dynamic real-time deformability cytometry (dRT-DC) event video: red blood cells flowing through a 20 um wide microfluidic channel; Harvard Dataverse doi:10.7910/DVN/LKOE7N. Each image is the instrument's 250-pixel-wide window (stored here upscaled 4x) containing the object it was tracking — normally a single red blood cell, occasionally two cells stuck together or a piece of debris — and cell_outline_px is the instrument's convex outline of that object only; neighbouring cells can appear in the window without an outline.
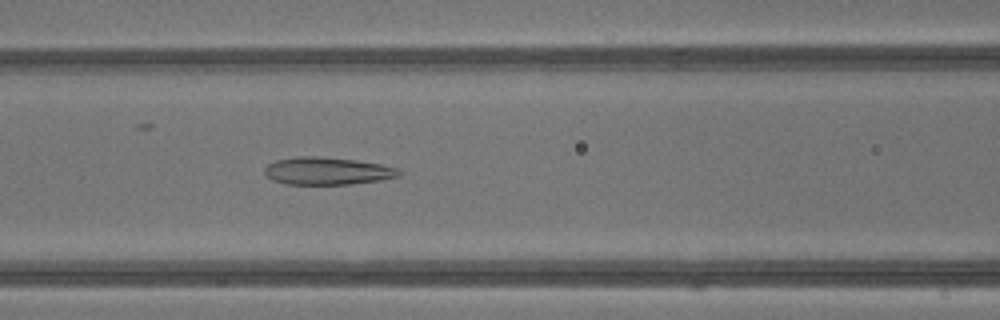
{"species": "common noctule bat (a hibernating species)", "species_latin": "Nyctalus noctula", "temperature_condition": "warm", "stored_images_in_passage": 42, "camera_frame_rate_fps": 3000, "um_per_image_px": 0.085, "animal": {"sex": "male", "body_mass_g": 13.3}, "frame": {"image": 1, "passage_image": 18, "time_ms": 5.667, "image_size_px": [1000, 320], "cell_outline_px": [[400, 176], [380, 180], [348, 184], [284, 184], [272, 180], [264, 172], [264, 168], [268, 164], [276, 160], [296, 156], [320, 156], [356, 160], [380, 164], [396, 168], [400, 172]], "centroid_in_image_um": [27.78, 14.53], "position_along_channel_um": 138.8, "area_um2": 21.5}}
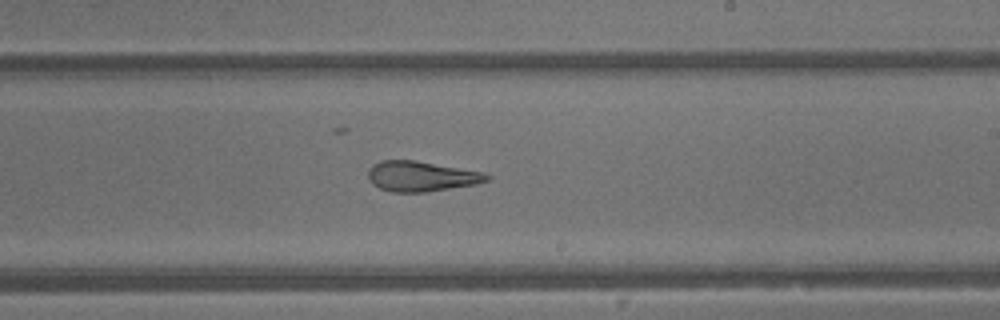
{"frame": {"image": 2, "passage_image": 25, "time_ms": 8.0, "image_size_px": [1000, 320], "cell_outline_px": [[492, 176], [488, 180], [476, 184], [424, 192], [392, 192], [380, 188], [372, 184], [368, 180], [368, 168], [372, 164], [380, 160], [416, 160], [484, 172]], "centroid_in_image_um": [35.78, 14.97], "position_along_channel_um": 253.2, "area_um2": 21.04}}
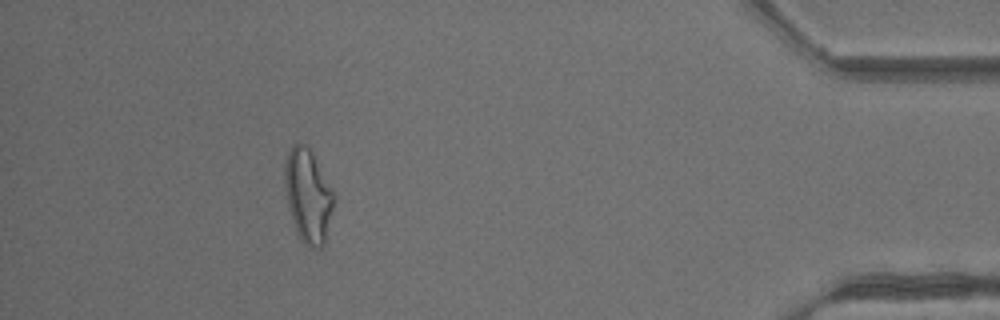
{"frame": {"image": 3, "passage_image": 38, "time_ms": 12.333, "image_size_px": [1000, 320], "cell_outline_px": [[336, 196], [324, 244], [320, 248], [308, 248], [296, 232], [288, 208], [284, 184], [284, 164], [288, 152], [292, 144], [304, 144], [312, 152], [332, 188]], "centroid_in_image_um": [26.18, 16.64], "position_along_channel_um": 409.0, "area_um2": 26.88}, "authors_computed_cell_mechanics": {"area_um2": 24.7384, "velocity_mm_per_s": 4.9008, "shape_relaxation_time_tau1_ms": null, "shape_relaxation_time_tau2_ms": 1.9572, "deformation_change_tau1": null, "deformation_change_tau2": 0.1193}}